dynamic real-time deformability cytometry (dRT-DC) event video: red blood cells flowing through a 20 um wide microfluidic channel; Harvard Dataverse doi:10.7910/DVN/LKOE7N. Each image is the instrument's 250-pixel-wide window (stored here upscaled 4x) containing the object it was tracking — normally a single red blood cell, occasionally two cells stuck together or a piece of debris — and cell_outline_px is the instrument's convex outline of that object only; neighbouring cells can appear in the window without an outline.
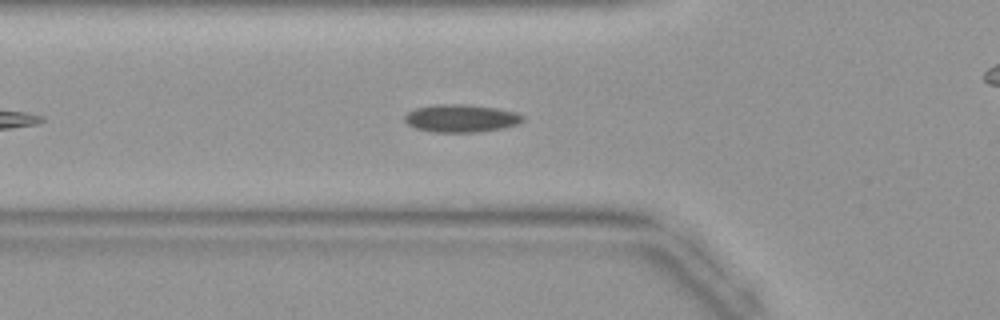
{"species": "common noctule bat (a hibernating species)", "species_latin": "Nyctalus noctula", "temperature_condition": "warm", "stored_images_in_passage": 37, "segment_of_instrument_passage": [1, 2], "camera_frame_rate_fps": 3000, "um_per_image_px": 0.085, "animal": {"sex": "female", "body_mass_g": 19.9}, "frame": {"image": 1, "passage_image": 7, "time_ms": 2.0, "image_size_px": [1000, 320], "cell_outline_px": [[524, 120], [520, 124], [504, 128], [476, 132], [436, 132], [416, 128], [408, 124], [404, 120], [404, 116], [408, 112], [416, 108], [436, 104], [468, 104], [500, 108], [516, 112], [524, 116]], "centroid_in_image_um": [39.24, 10.04], "position_along_channel_um": 86.6, "area_um2": 19.31}}
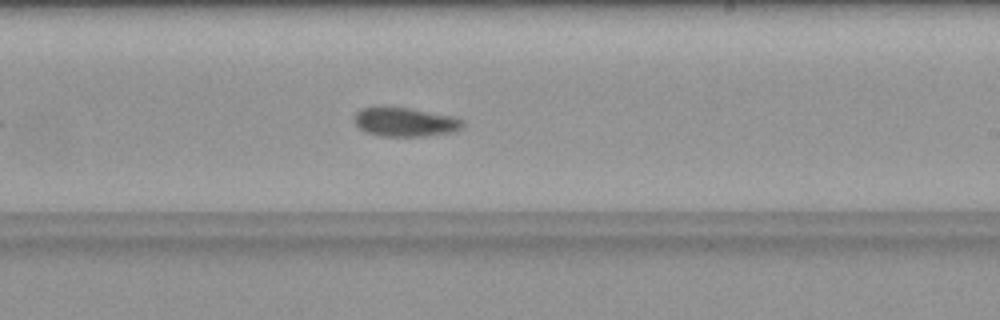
{"frame": {"image": 2, "passage_image": 18, "time_ms": 5.667, "image_size_px": [1000, 320], "cell_outline_px": [[464, 124], [460, 128], [452, 132], [424, 136], [384, 136], [368, 132], [360, 128], [352, 120], [352, 116], [360, 108], [384, 104], [412, 108], [452, 116], [464, 120]], "centroid_in_image_um": [34.36, 10.32], "position_along_channel_um": 254.6, "area_um2": 18.84}}
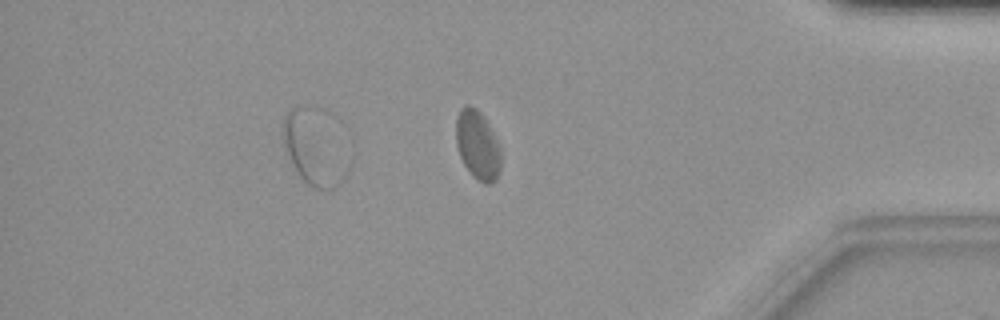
{"frame": {"image": 3, "passage_image": 29, "time_ms": 9.333, "image_size_px": [1000, 320], "cell_outline_px": [[500, 168], [496, 180], [492, 184], [484, 184], [472, 176], [464, 164], [460, 156], [456, 144], [456, 120], [460, 108], [464, 104], [468, 104], [476, 108], [484, 116], [500, 148]], "centroid_in_image_um": [40.58, 12.33], "position_along_channel_um": 394.6, "area_um2": 18.09}}